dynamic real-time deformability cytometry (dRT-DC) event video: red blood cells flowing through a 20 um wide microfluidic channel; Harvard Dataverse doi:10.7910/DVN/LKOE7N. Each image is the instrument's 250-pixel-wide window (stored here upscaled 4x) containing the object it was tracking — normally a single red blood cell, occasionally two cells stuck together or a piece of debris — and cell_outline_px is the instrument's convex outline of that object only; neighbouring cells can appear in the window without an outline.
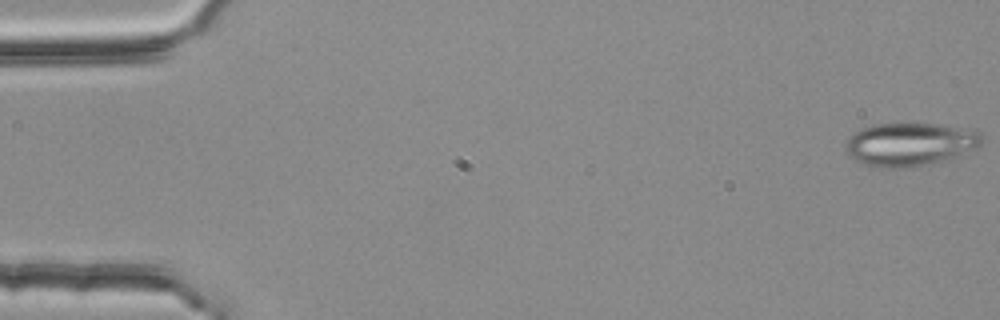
{"species": "common noctule bat (a hibernating species)", "species_latin": "Nyctalus noctula", "temperature_condition": "room temperature", "stored_images_in_passage": 55, "camera_frame_rate_fps": 3000, "um_per_image_px": 0.085, "animal": {"sex": "female", "body_mass_g": 25.1}, "frame": {"image": 1, "passage_image": 1, "time_ms": 0.0, "image_size_px": [1000, 320], "cell_outline_px": [[984, 144], [976, 148], [940, 160], [924, 164], [904, 168], [872, 168], [856, 160], [844, 148], [844, 144], [856, 132], [872, 124], [940, 124], [976, 128], [984, 136]], "centroid_in_image_um": [77.4, 12.24], "position_along_channel_um": 7.6, "area_um2": 34.28}}
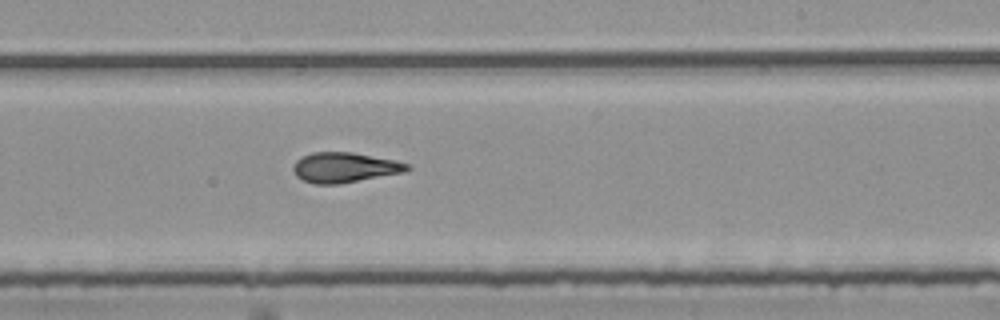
{"frame": {"image": 2, "passage_image": 33, "time_ms": 10.667, "image_size_px": [1000, 320], "cell_outline_px": [[412, 168], [404, 172], [340, 184], [312, 184], [296, 176], [292, 168], [296, 160], [312, 152], [352, 152], [392, 160], [408, 164]], "centroid_in_image_um": [29.26, 14.24], "position_along_channel_um": 259.7, "area_um2": 19.83}}
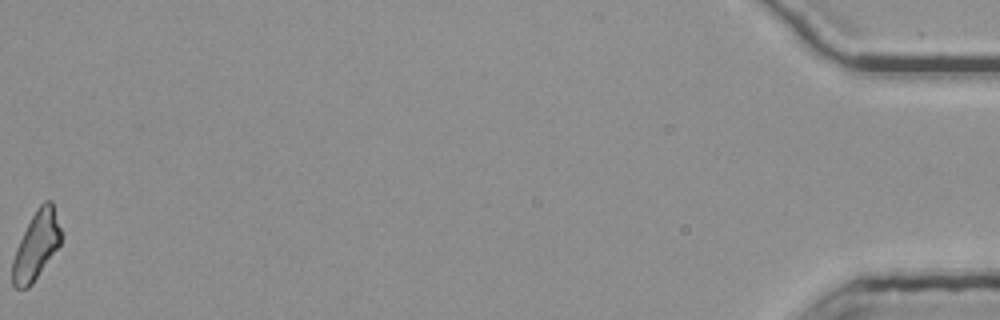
{"frame": {"image": 3, "passage_image": 55, "time_ms": 18.0, "image_size_px": [1000, 320], "cell_outline_px": [[64, 236], [60, 244], [32, 284], [28, 288], [16, 288], [12, 284], [12, 260], [16, 248], [32, 216], [40, 204], [44, 200], [52, 200]], "centroid_in_image_um": [3.11, 20.85], "position_along_channel_um": 432.1, "area_um2": 19.25}, "authors_computed_cell_mechanics": {"area_um2": 19.8832, "velocity_mm_per_s": 3.766, "shape_relaxation_time_tau1_ms": null, "shape_relaxation_time_tau2_ms": 2.864, "deformation_change_tau1": null, "deformation_change_tau2": 0.1238}}